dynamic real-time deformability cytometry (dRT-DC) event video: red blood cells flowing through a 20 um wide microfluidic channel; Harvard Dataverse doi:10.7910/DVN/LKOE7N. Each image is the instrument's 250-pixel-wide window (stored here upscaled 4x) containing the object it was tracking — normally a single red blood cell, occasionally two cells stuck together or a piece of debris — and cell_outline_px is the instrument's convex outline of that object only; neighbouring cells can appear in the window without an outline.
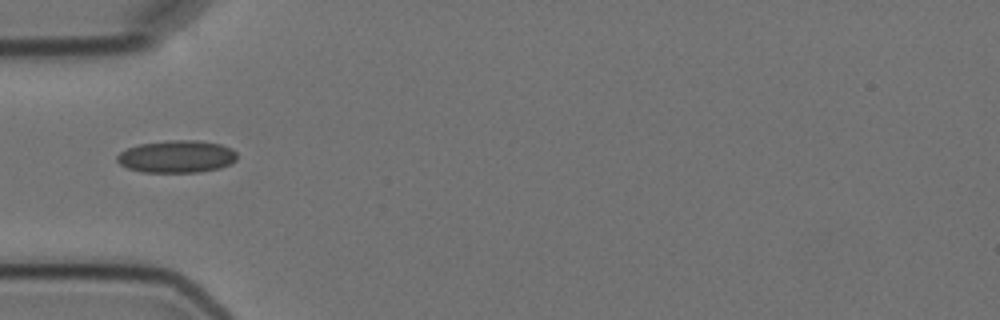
{"species": "Egyptian fruit bat (a non-hibernating species)", "species_latin": "Rousettus aegyptiacus", "temperature_condition": "cold", "stored_images_in_passage": 5, "camera_frame_rate_fps": 3000, "um_per_image_px": 0.085, "animal": {"sex": "female"}, "frame": {"image": 1, "passage_image": 1, "time_ms": 0.0, "image_size_px": [1000, 320], "cell_outline_px": [[236, 160], [220, 168], [200, 172], [140, 172], [128, 168], [120, 164], [116, 160], [116, 156], [120, 152], [128, 148], [140, 144], [168, 140], [196, 140], [220, 144], [232, 148], [236, 152]], "centroid_in_image_um": [15.01, 13.31], "position_along_channel_um": 70.0, "area_um2": 22.66}}
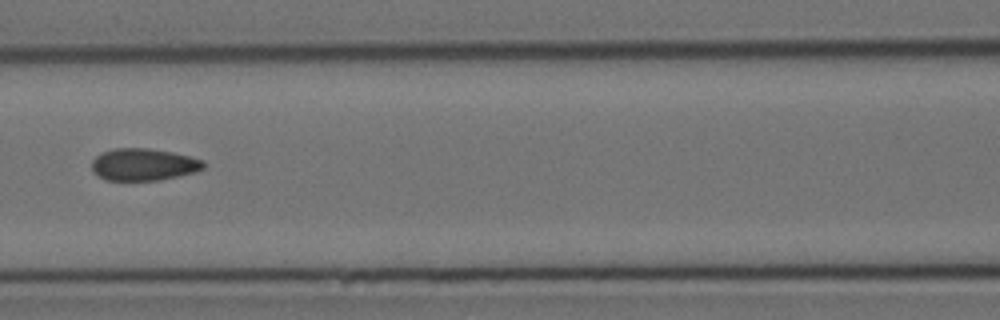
{"frame": {"image": 2, "passage_image": 3, "time_ms": 2.333, "image_size_px": [1000, 320], "cell_outline_px": [[204, 168], [196, 172], [180, 176], [160, 180], [104, 180], [92, 172], [92, 160], [100, 152], [112, 148], [148, 148], [172, 152], [204, 160]], "centroid_in_image_um": [12.18, 13.98], "position_along_channel_um": 154.4, "area_um2": 21.15}}
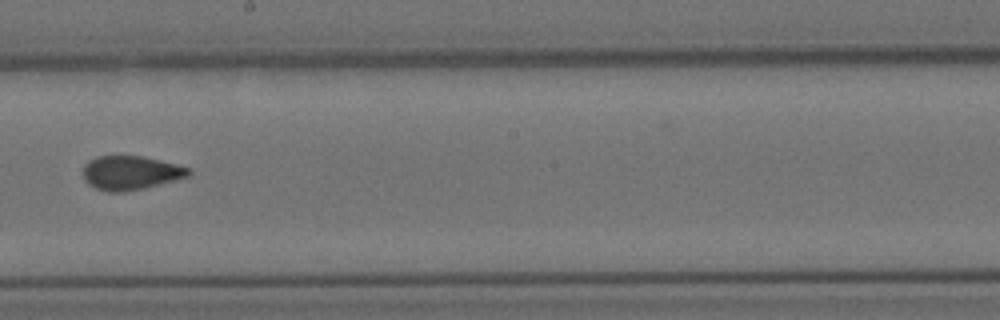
{"frame": {"image": 3, "passage_image": 5, "time_ms": 4.667, "image_size_px": [1000, 320], "cell_outline_px": [[192, 172], [188, 176], [144, 188], [124, 192], [108, 192], [96, 188], [88, 184], [84, 180], [84, 164], [88, 160], [96, 156], [140, 156], [160, 160], [176, 164], [188, 168]], "centroid_in_image_um": [11.06, 14.69], "position_along_channel_um": 237.1, "area_um2": 20.75}}